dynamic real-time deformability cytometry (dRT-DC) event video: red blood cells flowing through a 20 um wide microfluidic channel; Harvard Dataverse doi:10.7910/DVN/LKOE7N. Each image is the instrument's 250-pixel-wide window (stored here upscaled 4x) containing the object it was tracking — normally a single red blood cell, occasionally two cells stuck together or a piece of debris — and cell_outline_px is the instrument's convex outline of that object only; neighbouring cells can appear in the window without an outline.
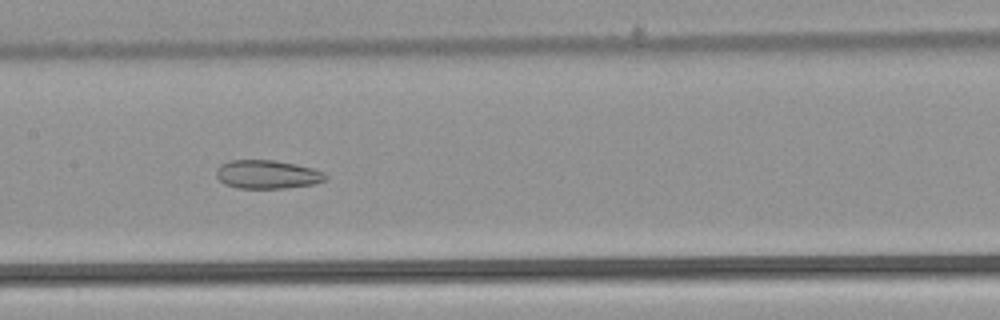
{"species": "common noctule bat (a hibernating species)", "species_latin": "Nyctalus noctula", "temperature_condition": "warm", "stored_images_in_passage": 38, "camera_frame_rate_fps": 3000, "um_per_image_px": 0.085, "animal": {"sex": "male", "body_mass_g": 21.5, "forearm_length_mm": 52.0}, "frame": {"image": 1, "passage_image": 12, "time_ms": 3.667, "image_size_px": [1000, 320], "cell_outline_px": [[328, 180], [312, 184], [284, 188], [236, 188], [224, 184], [216, 176], [216, 168], [220, 164], [228, 160], [272, 160], [312, 168], [324, 172], [328, 176]], "centroid_in_image_um": [22.69, 14.83], "position_along_channel_um": 184.7, "area_um2": 18.21}, "authors_computed_cell_mechanics": {"area_um2": 21.0103, "velocity_mm_per_s": 3.8837, "shape_relaxation_time_tau1_ms": null, "shape_relaxation_time_tau2_ms": 2.8746, "deformation_change_tau1": null, "deformation_change_tau2": 0.0995}}